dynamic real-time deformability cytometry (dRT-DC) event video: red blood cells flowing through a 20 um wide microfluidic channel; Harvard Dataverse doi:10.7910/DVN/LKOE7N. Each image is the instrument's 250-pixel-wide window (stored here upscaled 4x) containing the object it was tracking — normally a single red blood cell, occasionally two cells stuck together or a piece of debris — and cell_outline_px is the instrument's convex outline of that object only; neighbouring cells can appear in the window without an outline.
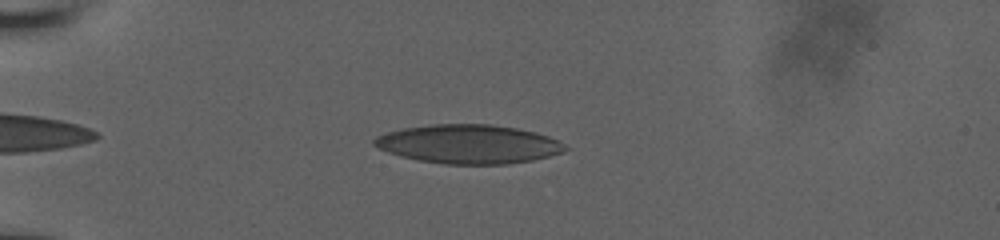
{"species": "human", "species_latin": "Homo sapiens", "temperature_condition": "room temperature", "stored_images_in_passage": 33, "camera_frame_rate_fps": 3000, "um_per_image_px": 0.085, "donor": {"sex": "male"}, "frame": {"image": 1, "passage_image": 4, "time_ms": 1.667, "image_size_px": [1000, 240], "cell_outline_px": [[572, 148], [564, 152], [532, 160], [508, 164], [444, 164], [420, 160], [400, 156], [388, 152], [372, 144], [372, 140], [376, 136], [388, 132], [404, 128], [436, 124], [492, 124], [516, 128], [536, 132], [560, 140]], "centroid_in_image_um": [39.89, 12.25], "position_along_channel_um": 45.1, "area_um2": 43.41}}
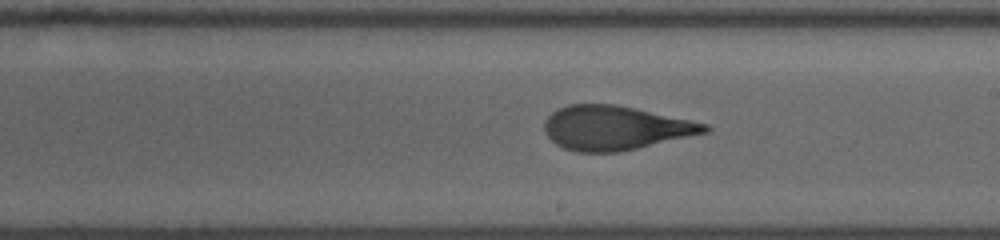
{"frame": {"image": 2, "passage_image": 17, "time_ms": 7.667, "image_size_px": [1000, 240], "cell_outline_px": [[712, 128], [708, 132], [620, 152], [576, 152], [564, 148], [556, 144], [544, 132], [544, 120], [552, 112], [568, 104], [616, 104], [636, 108], [708, 124]], "centroid_in_image_um": [52.28, 10.87], "position_along_channel_um": 236.7, "area_um2": 41.21}}
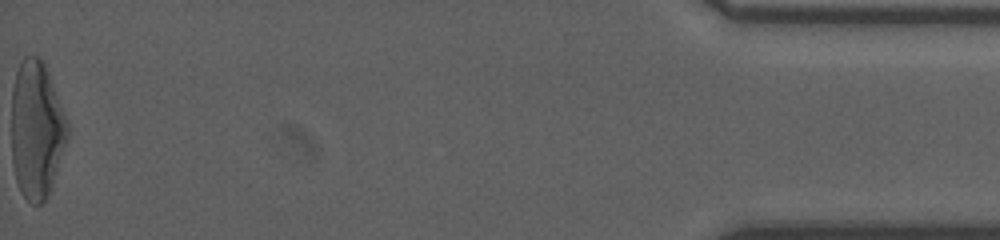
{"frame": {"image": 3, "passage_image": 33, "time_ms": 15.0, "image_size_px": [1000, 240], "cell_outline_px": [[68, 140], [52, 188], [48, 196], [40, 204], [32, 204], [20, 192], [16, 180], [12, 164], [12, 88], [16, 72], [20, 60], [24, 56], [36, 56], [44, 60], [68, 120]], "centroid_in_image_um": [3.12, 11.02], "position_along_channel_um": 432.1, "area_um2": 45.66}, "authors_computed_cell_mechanics": {"area_um2": 42.2518, "velocity_mm_per_s": 3.8674, "shape_relaxation_time_tau1_ms": 5.9714, "shape_relaxation_time_tau2_ms": 1.1408, "deformation_change_tau1": 0.1969, "deformation_change_tau2": 0.082}}